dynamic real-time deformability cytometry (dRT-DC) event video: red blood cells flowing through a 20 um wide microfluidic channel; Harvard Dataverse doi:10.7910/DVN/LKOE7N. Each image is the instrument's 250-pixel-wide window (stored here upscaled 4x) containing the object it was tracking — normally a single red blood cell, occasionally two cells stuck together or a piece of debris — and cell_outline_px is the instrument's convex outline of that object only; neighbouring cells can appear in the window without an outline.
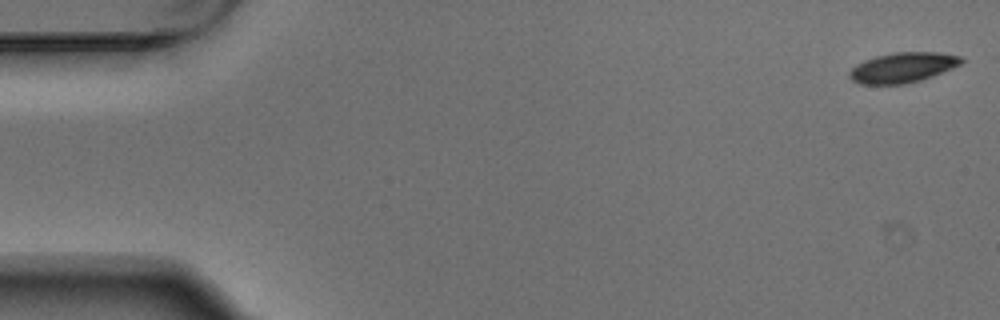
{"species": "Egyptian fruit bat (a non-hibernating species)", "species_latin": "Rousettus aegyptiacus", "temperature_condition": "warm", "stored_images_in_passage": 5, "camera_frame_rate_fps": 3000, "um_per_image_px": 0.085, "animal": {"sex": "male"}, "frame": {"image": 1, "passage_image": 1, "time_ms": 0.0, "image_size_px": [1000, 320], "cell_outline_px": [[964, 60], [960, 64], [952, 68], [932, 76], [920, 80], [904, 84], [860, 84], [852, 80], [848, 76], [848, 72], [856, 64], [864, 60], [876, 56], [892, 52], [940, 52], [960, 56]], "centroid_in_image_um": [76.7, 5.73], "position_along_channel_um": 8.3, "area_um2": 19.65}}
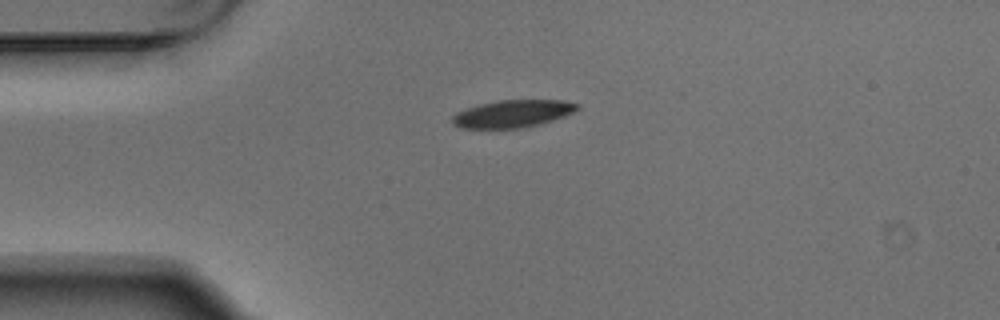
{"frame": {"image": 2, "passage_image": 4, "time_ms": 1.0, "image_size_px": [1000, 320], "cell_outline_px": [[580, 108], [564, 116], [552, 120], [520, 128], [460, 128], [452, 124], [452, 116], [456, 112], [480, 104], [496, 100], [564, 100], [580, 104]], "centroid_in_image_um": [43.56, 9.65], "position_along_channel_um": 41.4, "area_um2": 19.88}}